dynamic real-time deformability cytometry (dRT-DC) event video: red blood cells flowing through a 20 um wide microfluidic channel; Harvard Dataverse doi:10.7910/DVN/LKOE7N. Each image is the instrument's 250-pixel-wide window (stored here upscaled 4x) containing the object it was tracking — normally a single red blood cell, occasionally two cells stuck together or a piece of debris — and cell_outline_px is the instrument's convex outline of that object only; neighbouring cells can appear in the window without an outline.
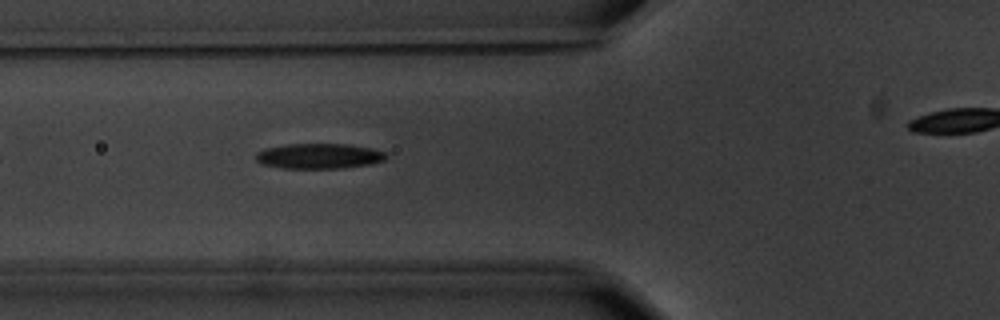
{"species": "common noctule bat (a hibernating species)", "species_latin": "Nyctalus noctula", "temperature_condition": "warm", "stored_images_in_passage": 3, "segment_of_instrument_passage": [1, 2], "camera_frame_rate_fps": 3000, "um_per_image_px": 0.085, "animal": {"sex": "male", "body_mass_g": 20.1, "forearm_length_mm": 53.5}, "frame": {"image": 1, "passage_image": 2, "time_ms": 1.0, "image_size_px": [1000, 320], "cell_outline_px": [[388, 156], [384, 160], [372, 164], [340, 168], [280, 168], [260, 164], [256, 160], [256, 152], [264, 148], [284, 144], [348, 144], [372, 148], [384, 152]], "centroid_in_image_um": [27.08, 13.26], "position_along_channel_um": 98.7, "area_um2": 19.36}}